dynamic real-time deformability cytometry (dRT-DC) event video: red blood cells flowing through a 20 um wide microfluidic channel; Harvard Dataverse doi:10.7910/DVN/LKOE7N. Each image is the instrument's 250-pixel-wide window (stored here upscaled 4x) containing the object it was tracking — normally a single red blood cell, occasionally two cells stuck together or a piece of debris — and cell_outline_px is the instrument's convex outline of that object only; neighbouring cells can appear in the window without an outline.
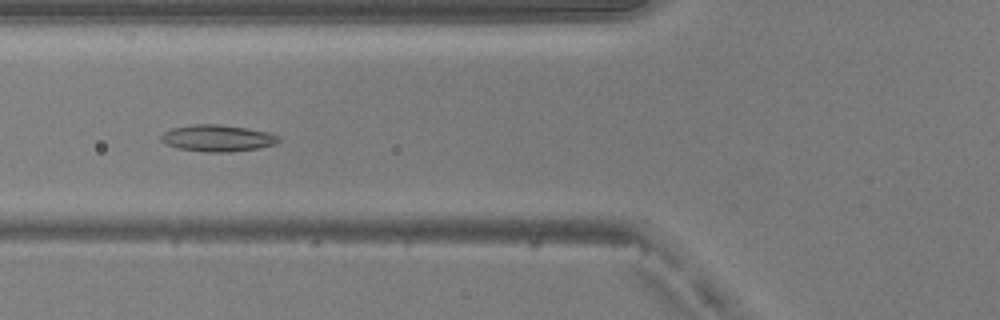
{"species": "common noctule bat (a hibernating species)", "species_latin": "Nyctalus noctula", "temperature_condition": "warm", "stored_images_in_passage": 50, "camera_frame_rate_fps": 3000, "um_per_image_px": 0.085, "animal": {"sex": "male", "body_mass_g": 20.5, "forearm_length_mm": 52.5}, "frame": {"image": 1, "passage_image": 20, "time_ms": 6.333, "image_size_px": [1000, 320], "cell_outline_px": [[280, 140], [276, 144], [256, 148], [228, 152], [204, 152], [176, 148], [160, 140], [160, 136], [164, 132], [172, 128], [196, 124], [220, 124], [248, 128], [268, 132], [280, 136]], "centroid_in_image_um": [18.49, 11.74], "position_along_channel_um": 107.3, "area_um2": 18.26}}
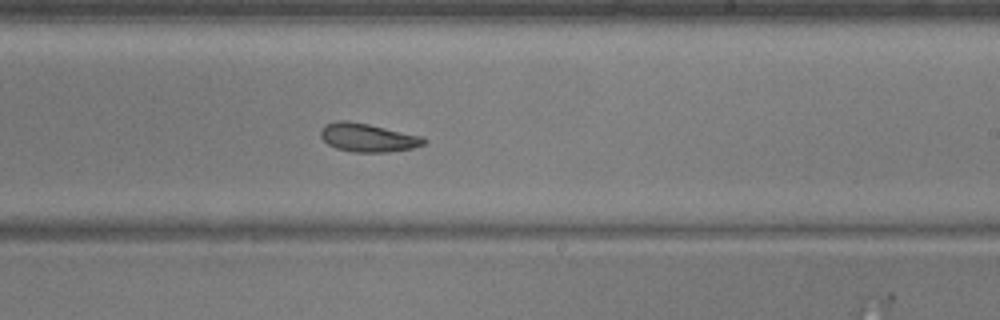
{"frame": {"image": 2, "passage_image": 31, "time_ms": 10.0, "image_size_px": [1000, 320], "cell_outline_px": [[428, 140], [424, 144], [412, 148], [388, 152], [352, 152], [336, 148], [328, 144], [320, 136], [320, 128], [324, 124], [336, 120], [348, 120], [368, 124], [424, 136]], "centroid_in_image_um": [31.25, 11.68], "position_along_channel_um": 257.7, "area_um2": 17.34}}
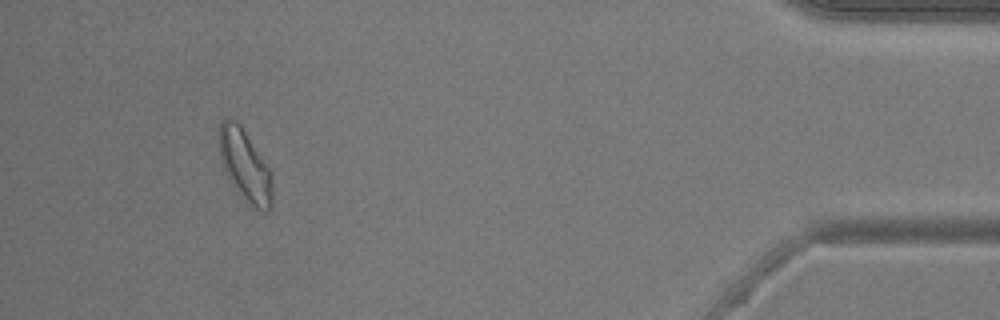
{"frame": {"image": 3, "passage_image": 47, "time_ms": 15.333, "image_size_px": [1000, 320], "cell_outline_px": [[272, 208], [268, 212], [264, 212], [252, 208], [232, 184], [224, 168], [220, 156], [220, 120], [224, 116], [228, 116], [236, 120], [240, 124], [268, 168], [272, 180]], "centroid_in_image_um": [20.83, 14.08], "position_along_channel_um": 414.4, "area_um2": 21.91}, "authors_computed_cell_mechanics": {"area_um2": 18.6405, "velocity_mm_per_s": 4.0875, "shape_relaxation_time_tau1_ms": 7.2353, "shape_relaxation_time_tau2_ms": 3.7752, "deformation_change_tau1": 0.1243, "deformation_change_tau2": 0.1005}}